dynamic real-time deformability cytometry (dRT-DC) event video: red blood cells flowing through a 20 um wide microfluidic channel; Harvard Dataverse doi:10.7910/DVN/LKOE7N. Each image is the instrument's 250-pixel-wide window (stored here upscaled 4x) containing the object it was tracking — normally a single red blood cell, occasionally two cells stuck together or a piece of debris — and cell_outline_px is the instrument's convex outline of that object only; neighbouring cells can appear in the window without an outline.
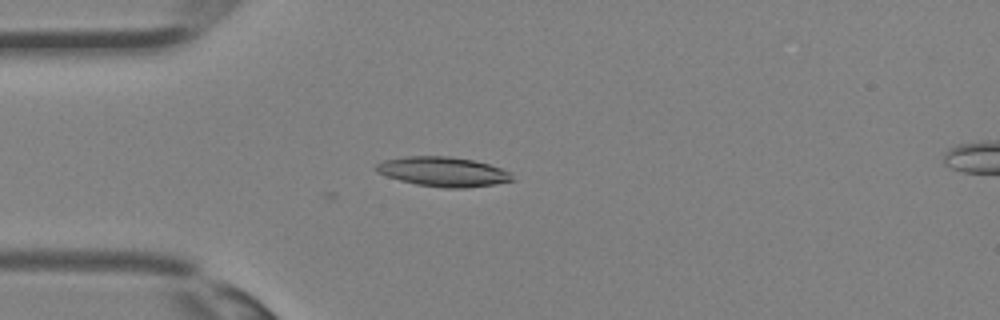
{"species": "Egyptian fruit bat (a non-hibernating species)", "species_latin": "Rousettus aegyptiacus", "temperature_condition": "room temperature", "stored_images_in_passage": 22, "camera_frame_rate_fps": 3000, "um_per_image_px": 0.085, "animal": {"sex": "female"}, "frame": {"image": 1, "passage_image": 1, "time_ms": 0.0, "image_size_px": [1000, 320], "cell_outline_px": [[516, 180], [496, 184], [464, 188], [444, 188], [416, 184], [400, 180], [376, 172], [372, 168], [376, 164], [384, 160], [404, 156], [448, 156], [472, 160], [488, 164], [512, 172]], "centroid_in_image_um": [37.67, 14.59], "position_along_channel_um": 47.3, "area_um2": 23.64}}
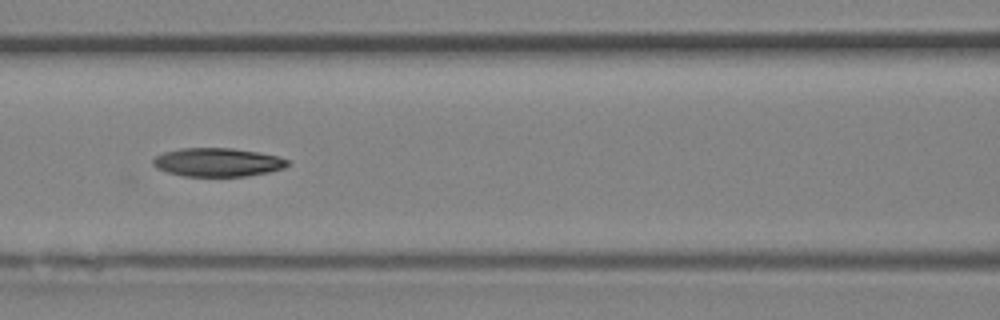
{"frame": {"image": 2, "passage_image": 7, "time_ms": 2.0, "image_size_px": [1000, 320], "cell_outline_px": [[292, 164], [284, 168], [268, 172], [248, 176], [184, 176], [168, 172], [156, 168], [152, 164], [152, 160], [156, 156], [164, 152], [180, 148], [232, 148], [260, 152], [276, 156], [288, 160]], "centroid_in_image_um": [18.51, 13.79], "position_along_channel_um": 148.1, "area_um2": 22.48}}
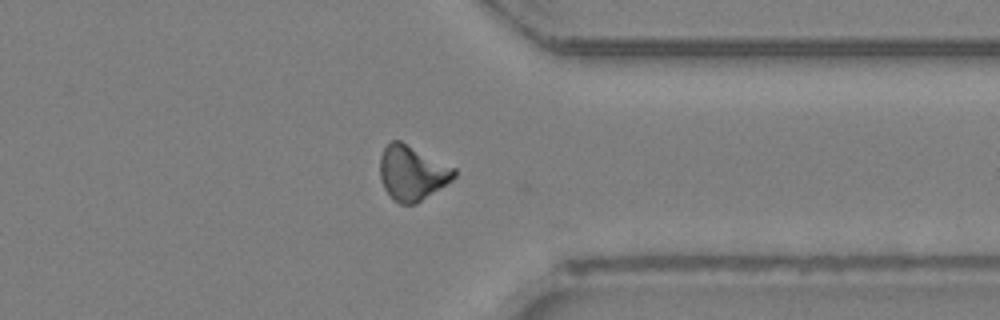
{"frame": {"image": 3, "passage_image": 19, "time_ms": 6.0, "image_size_px": [1000, 320], "cell_outline_px": [[456, 176], [452, 180], [416, 204], [400, 204], [392, 200], [384, 188], [380, 180], [380, 156], [384, 148], [392, 140], [400, 140], [456, 168]], "centroid_in_image_um": [35.01, 14.7], "position_along_channel_um": 376.4, "area_um2": 23.76}}